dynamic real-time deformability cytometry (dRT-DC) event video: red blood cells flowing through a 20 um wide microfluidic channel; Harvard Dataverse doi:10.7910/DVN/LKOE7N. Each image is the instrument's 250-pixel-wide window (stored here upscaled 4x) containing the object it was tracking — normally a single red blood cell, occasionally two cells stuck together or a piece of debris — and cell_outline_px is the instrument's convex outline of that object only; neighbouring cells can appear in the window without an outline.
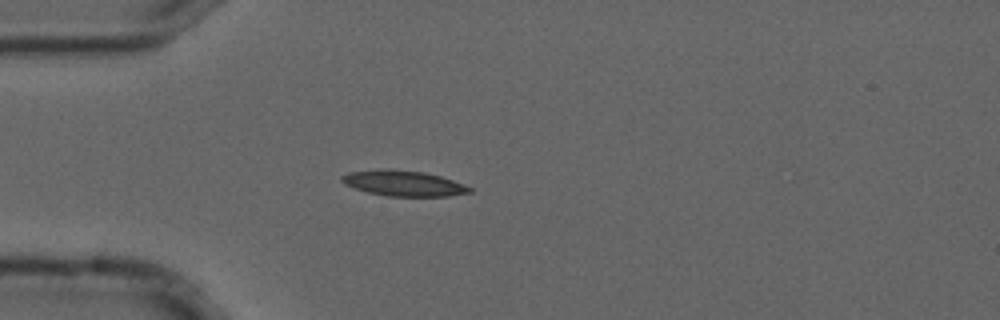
{"species": "common noctule bat (a hibernating species)", "species_latin": "Nyctalus noctula", "temperature_condition": "cold", "stored_images_in_passage": 6, "camera_frame_rate_fps": 3000, "um_per_image_px": 0.085, "animal": {"sex": "male", "forearm_length_mm": 52.5}, "frame": {"image": 1, "passage_image": 5, "time_ms": 1.333, "image_size_px": [1000, 320], "cell_outline_px": [[472, 192], [448, 196], [388, 196], [368, 192], [344, 184], [340, 180], [340, 176], [348, 172], [388, 168], [424, 172], [440, 176], [464, 184], [472, 188]], "centroid_in_image_um": [34.28, 15.57], "position_along_channel_um": 50.7, "area_um2": 19.02}}